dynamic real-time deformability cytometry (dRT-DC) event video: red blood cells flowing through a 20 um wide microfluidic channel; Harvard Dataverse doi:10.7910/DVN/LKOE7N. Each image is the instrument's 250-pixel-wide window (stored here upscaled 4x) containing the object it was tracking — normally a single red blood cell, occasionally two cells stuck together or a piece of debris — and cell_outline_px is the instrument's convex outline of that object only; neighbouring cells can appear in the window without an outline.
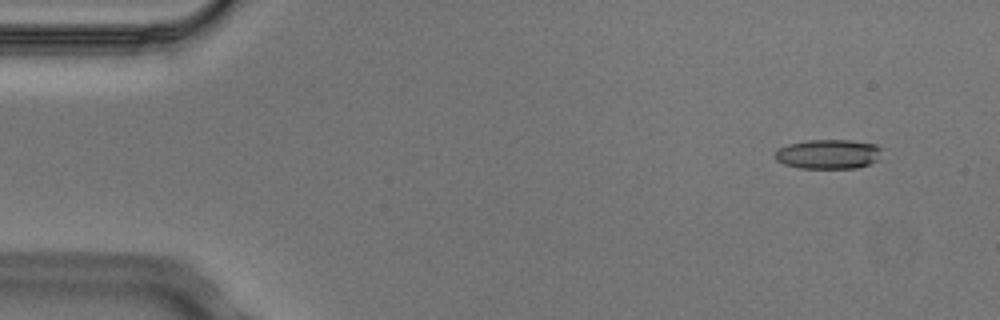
{"species": "Egyptian fruit bat (a non-hibernating species)", "species_latin": "Rousettus aegyptiacus", "temperature_condition": "cold", "stored_images_in_passage": 3, "camera_frame_rate_fps": 3000, "um_per_image_px": 0.085, "animal": {"sex": "male"}, "frame": {"image": 1, "passage_image": 1, "time_ms": 0.0, "image_size_px": [1000, 320], "cell_outline_px": [[884, 148], [876, 160], [868, 164], [856, 168], [800, 168], [784, 164], [776, 160], [772, 156], [780, 148], [788, 144], [808, 140], [852, 140], [876, 144]], "centroid_in_image_um": [70.41, 13.09], "position_along_channel_um": 14.6, "area_um2": 18.44}}
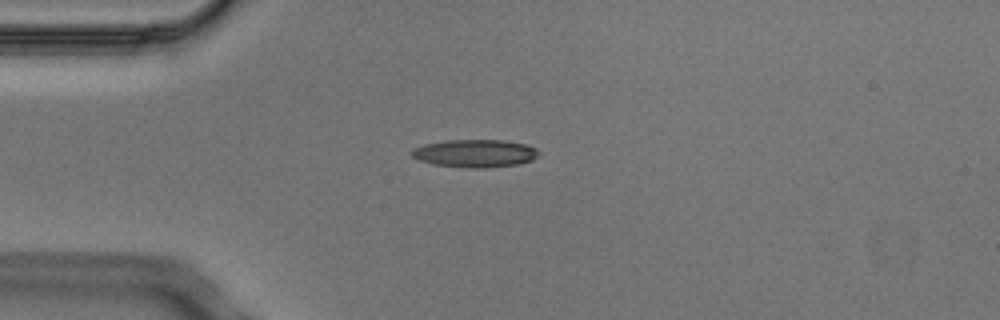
{"frame": {"image": 2, "passage_image": 3, "time_ms": 0.667, "image_size_px": [1000, 320], "cell_outline_px": [[540, 152], [532, 160], [520, 164], [484, 168], [468, 168], [432, 164], [420, 160], [412, 156], [412, 148], [424, 144], [448, 140], [504, 140], [528, 144], [536, 148]], "centroid_in_image_um": [40.4, 13.03], "position_along_channel_um": 44.6, "area_um2": 20.69}}